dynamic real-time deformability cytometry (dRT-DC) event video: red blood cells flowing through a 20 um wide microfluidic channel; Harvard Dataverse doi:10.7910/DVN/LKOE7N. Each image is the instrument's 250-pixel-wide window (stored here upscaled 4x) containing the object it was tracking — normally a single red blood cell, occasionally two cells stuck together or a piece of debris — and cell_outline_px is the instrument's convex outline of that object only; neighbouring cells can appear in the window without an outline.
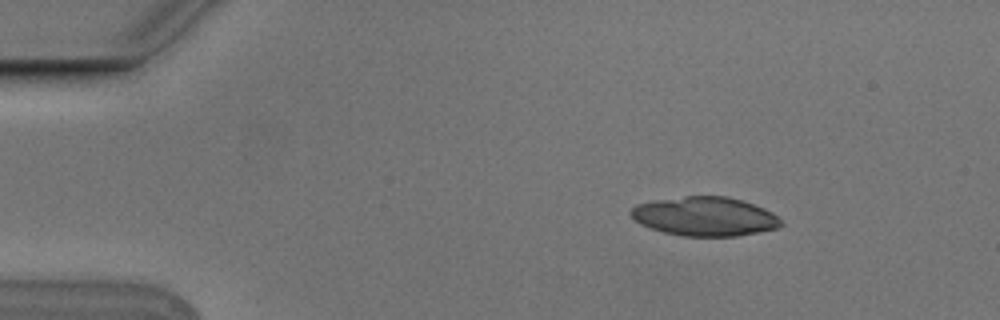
{"species": "Egyptian fruit bat (a non-hibernating species)", "species_latin": "Rousettus aegyptiacus", "temperature_condition": "cold", "stored_images_in_passage": 4, "camera_frame_rate_fps": 3000, "um_per_image_px": 0.085, "animal": {"sex": "male"}, "frame": {"image": 1, "passage_image": 3, "time_ms": 0.667, "image_size_px": [1000, 320], "cell_outline_px": [[784, 224], [776, 228], [736, 236], [684, 236], [664, 232], [640, 224], [628, 212], [636, 204], [656, 200], [684, 196], [728, 196], [764, 208], [772, 212]], "centroid_in_image_um": [59.89, 18.39], "position_along_channel_um": 25.1, "area_um2": 33.87}}